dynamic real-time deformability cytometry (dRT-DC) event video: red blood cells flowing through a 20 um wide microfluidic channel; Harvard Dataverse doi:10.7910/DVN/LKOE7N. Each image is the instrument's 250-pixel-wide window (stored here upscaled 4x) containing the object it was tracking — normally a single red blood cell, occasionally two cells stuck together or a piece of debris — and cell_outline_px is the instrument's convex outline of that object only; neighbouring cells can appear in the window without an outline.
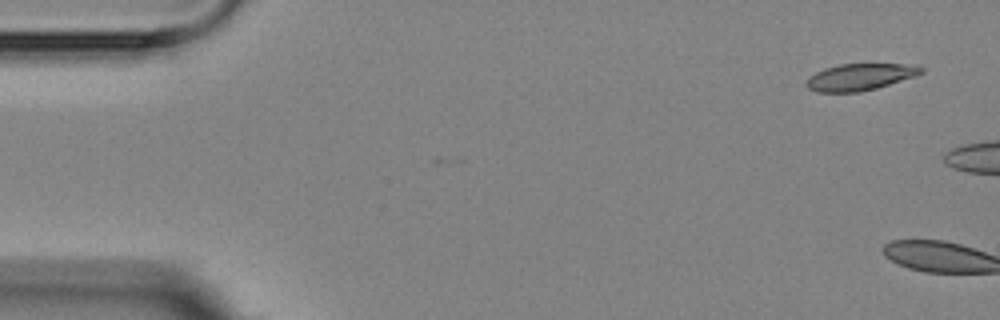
{"species": "Egyptian fruit bat (a non-hibernating species)", "species_latin": "Rousettus aegyptiacus", "temperature_condition": "room temperature", "stored_images_in_passage": 7, "camera_frame_rate_fps": 3000, "um_per_image_px": 0.085, "animal": {"sex": "female"}, "frame": {"image": 1, "passage_image": 1, "time_ms": 0.0, "image_size_px": [1000, 320], "cell_outline_px": [[924, 72], [916, 76], [876, 88], [860, 92], [816, 92], [808, 88], [804, 84], [808, 76], [824, 68], [840, 64], [920, 64], [924, 68]], "centroid_in_image_um": [73.11, 6.53], "position_along_channel_um": 11.9, "area_um2": 18.15}}